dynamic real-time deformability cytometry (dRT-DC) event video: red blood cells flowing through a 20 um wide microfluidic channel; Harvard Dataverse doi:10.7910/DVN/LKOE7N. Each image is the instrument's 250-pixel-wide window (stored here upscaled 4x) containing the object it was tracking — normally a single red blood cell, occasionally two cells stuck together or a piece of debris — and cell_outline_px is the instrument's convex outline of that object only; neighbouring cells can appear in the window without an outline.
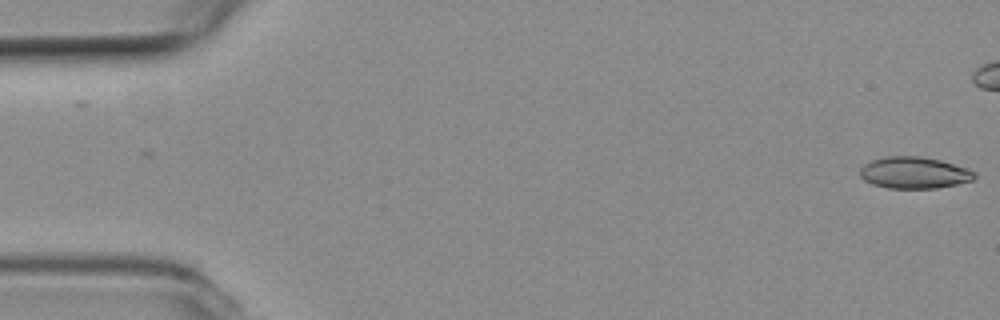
{"species": "common noctule bat (a hibernating species)", "species_latin": "Nyctalus noctula", "temperature_condition": "room temperature", "stored_images_in_passage": 14, "camera_frame_rate_fps": 3000, "um_per_image_px": 0.085, "animal": {"sex": "female", "body_mass_g": 19.3, "forearm_length_mm": 54.1}, "frame": {"image": 1, "passage_image": 1, "time_ms": 0.0, "image_size_px": [1000, 320], "cell_outline_px": [[976, 176], [972, 180], [956, 184], [936, 188], [888, 188], [872, 184], [864, 180], [860, 176], [860, 168], [864, 164], [872, 160], [888, 156], [920, 156], [940, 160], [968, 168], [976, 172]], "centroid_in_image_um": [77.7, 14.68], "position_along_channel_um": 7.3, "area_um2": 21.1}}